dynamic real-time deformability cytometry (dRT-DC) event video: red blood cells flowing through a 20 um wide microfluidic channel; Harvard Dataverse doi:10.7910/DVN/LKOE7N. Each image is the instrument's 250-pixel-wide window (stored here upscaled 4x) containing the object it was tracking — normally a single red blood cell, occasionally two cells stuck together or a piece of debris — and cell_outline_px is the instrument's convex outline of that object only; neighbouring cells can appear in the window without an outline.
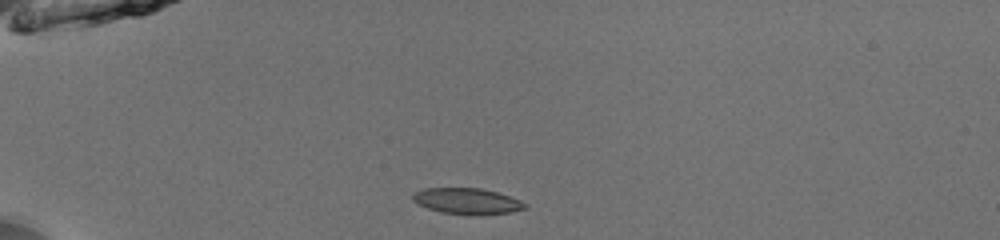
{"species": "common noctule bat (a hibernating species)", "species_latin": "Nyctalus noctula", "temperature_condition": "room temperature", "stored_images_in_passage": 38, "camera_frame_rate_fps": 3000, "um_per_image_px": 0.085, "animal": {"sex": "male", "body_mass_g": 13.0, "forearm_length_mm": 53.1}, "frame": {"image": 1, "passage_image": 1, "time_ms": 0.0, "image_size_px": [1000, 240], "cell_outline_px": [[528, 208], [508, 212], [484, 216], [476, 216], [440, 212], [428, 208], [412, 200], [412, 192], [424, 188], [480, 188], [496, 192], [520, 200], [528, 204]], "centroid_in_image_um": [39.71, 17.11], "position_along_channel_um": 45.3, "area_um2": 17.22}}
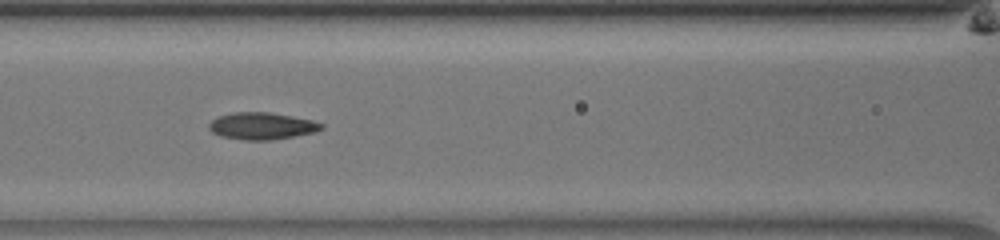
{"frame": {"image": 2, "passage_image": 11, "time_ms": 3.333, "image_size_px": [1000, 240], "cell_outline_px": [[324, 128], [316, 132], [272, 140], [244, 140], [220, 136], [212, 132], [208, 128], [208, 124], [212, 120], [220, 116], [232, 112], [268, 112], [292, 116], [312, 120], [324, 124]], "centroid_in_image_um": [22.26, 10.71], "position_along_channel_um": 144.3, "area_um2": 17.74}}
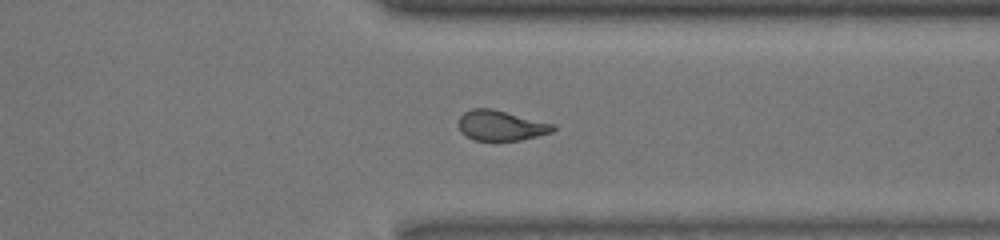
{"frame": {"image": 3, "passage_image": 28, "time_ms": 9.0, "image_size_px": [1000, 240], "cell_outline_px": [[556, 128], [552, 132], [520, 140], [476, 140], [460, 132], [456, 124], [460, 116], [464, 112], [472, 108], [492, 108], [552, 124]], "centroid_in_image_um": [42.51, 10.66], "position_along_channel_um": 368.9, "area_um2": 16.47}, "authors_computed_cell_mechanics": {"area_um2": 17.3111, "velocity_mm_per_s": 3.965, "shape_relaxation_time_tau1_ms": 4.3783, "shape_relaxation_time_tau2_ms": 3.0996, "deformation_change_tau1": 0.1543, "deformation_change_tau2": 0.0565}}